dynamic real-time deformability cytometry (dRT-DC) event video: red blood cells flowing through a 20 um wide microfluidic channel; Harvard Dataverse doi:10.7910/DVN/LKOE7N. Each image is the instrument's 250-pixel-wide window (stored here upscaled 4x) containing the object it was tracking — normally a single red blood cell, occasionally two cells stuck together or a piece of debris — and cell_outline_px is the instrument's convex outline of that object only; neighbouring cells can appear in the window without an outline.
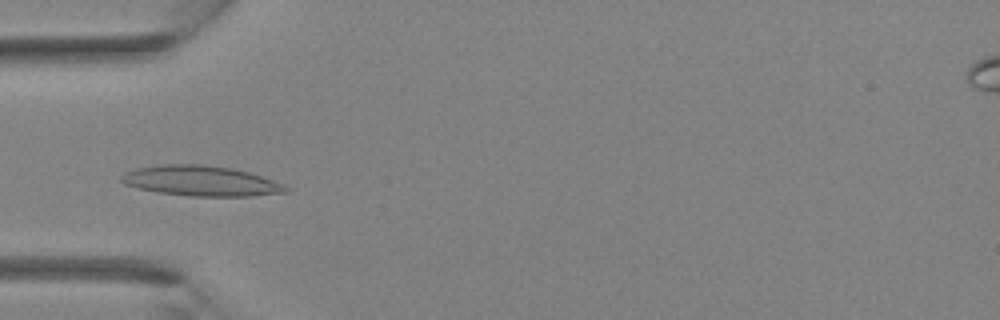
{"species": "Egyptian fruit bat (a non-hibernating species)", "species_latin": "Rousettus aegyptiacus", "temperature_condition": "room temperature", "stored_images_in_passage": 29, "camera_frame_rate_fps": 3000, "um_per_image_px": 0.085, "animal": {"sex": "female"}, "frame": {"image": 1, "passage_image": 5, "time_ms": 1.333, "image_size_px": [1000, 320], "cell_outline_px": [[288, 192], [252, 196], [188, 196], [156, 192], [136, 188], [124, 184], [120, 180], [120, 176], [124, 172], [136, 168], [160, 164], [200, 164], [232, 168], [248, 172], [284, 184], [288, 188]], "centroid_in_image_um": [17.02, 15.38], "position_along_channel_um": 68.0, "area_um2": 29.13}}
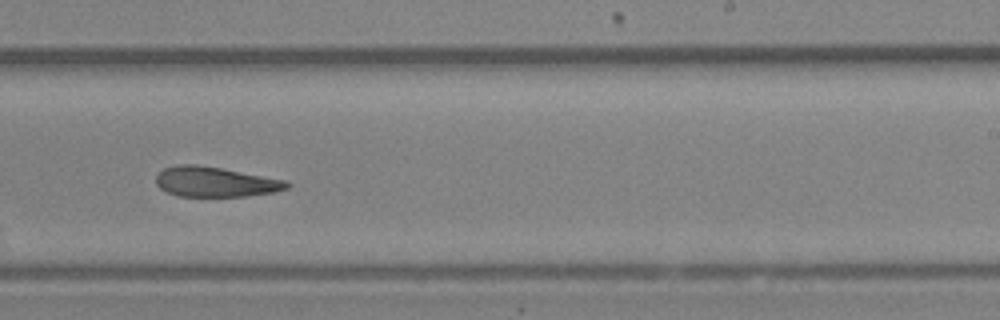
{"frame": {"image": 2, "passage_image": 16, "time_ms": 5.0, "image_size_px": [1000, 320], "cell_outline_px": [[292, 184], [288, 188], [272, 192], [244, 196], [180, 196], [168, 192], [160, 188], [156, 184], [156, 176], [164, 168], [176, 164], [196, 164], [220, 168], [288, 180]], "centroid_in_image_um": [18.31, 15.45], "position_along_channel_um": 270.7, "area_um2": 22.83}}
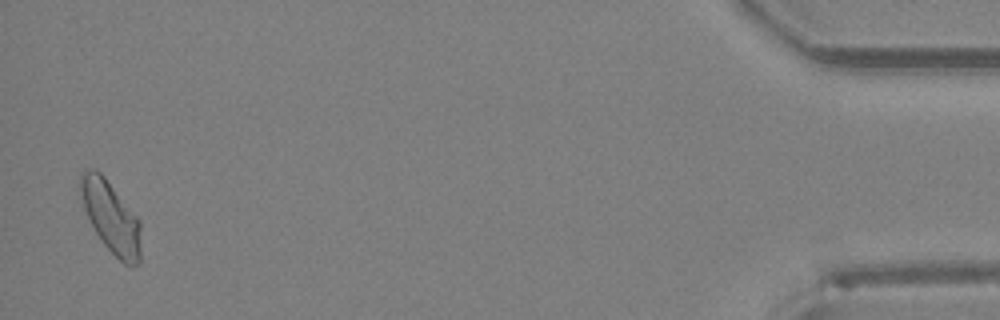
{"frame": {"image": 3, "passage_image": 29, "time_ms": 9.333, "image_size_px": [1000, 320], "cell_outline_px": [[140, 264], [132, 268], [128, 268], [104, 244], [96, 232], [84, 208], [80, 196], [80, 172], [84, 168], [92, 168], [100, 172], [104, 176], [140, 220]], "centroid_in_image_um": [9.44, 18.45], "position_along_channel_um": 425.8, "area_um2": 25.2}}